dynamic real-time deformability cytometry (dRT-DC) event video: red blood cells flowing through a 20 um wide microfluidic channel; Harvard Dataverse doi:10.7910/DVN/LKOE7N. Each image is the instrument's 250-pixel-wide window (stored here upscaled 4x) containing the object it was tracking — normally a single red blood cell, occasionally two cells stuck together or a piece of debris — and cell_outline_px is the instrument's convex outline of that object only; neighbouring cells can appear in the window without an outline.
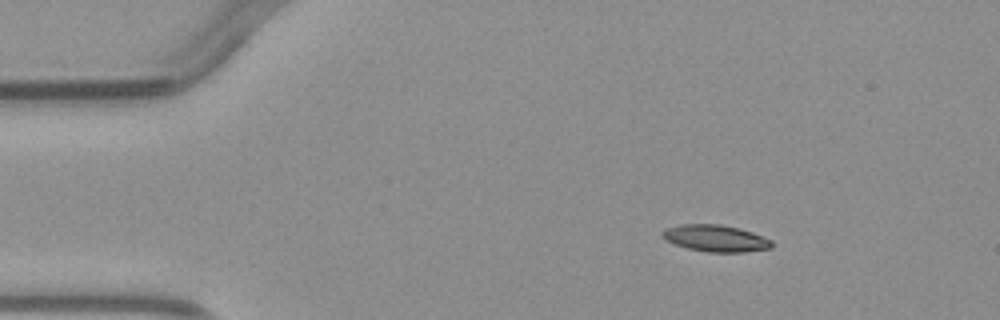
{"species": "common noctule bat (a hibernating species)", "species_latin": "Nyctalus noctula", "temperature_condition": "warm", "stored_images_in_passage": 2, "camera_frame_rate_fps": 3000, "um_per_image_px": 0.085, "animal": {"sex": "male", "body_mass_g": 23.1, "forearm_length_mm": 52.7}, "frame": {"image": 1, "passage_image": 1, "time_ms": 0.0, "image_size_px": [1000, 320], "cell_outline_px": [[772, 248], [744, 252], [708, 252], [688, 248], [676, 244], [660, 236], [660, 232], [664, 228], [680, 224], [720, 224], [740, 228], [752, 232], [772, 240]], "centroid_in_image_um": [60.81, 20.24], "position_along_channel_um": 24.2, "area_um2": 17.11}}
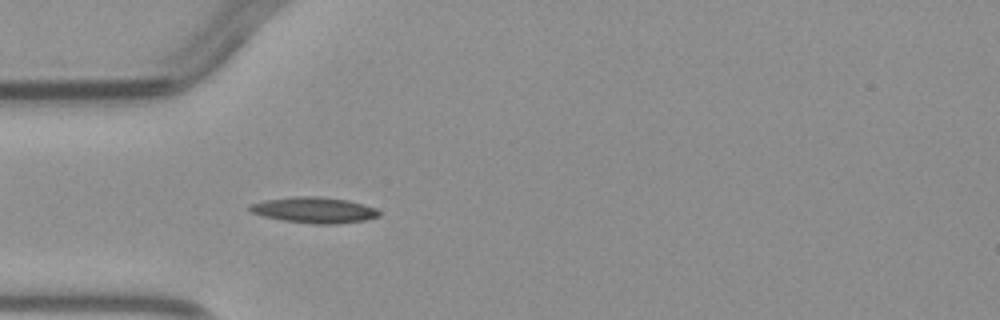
{"frame": {"image": 2, "passage_image": 2, "time_ms": 2.333, "image_size_px": [1000, 320], "cell_outline_px": [[380, 216], [364, 220], [336, 224], [316, 224], [284, 220], [264, 216], [252, 212], [248, 208], [248, 204], [264, 200], [296, 196], [320, 196], [348, 200], [364, 204], [376, 208], [380, 212]], "centroid_in_image_um": [26.72, 17.84], "position_along_channel_um": 58.3, "area_um2": 19.48}}